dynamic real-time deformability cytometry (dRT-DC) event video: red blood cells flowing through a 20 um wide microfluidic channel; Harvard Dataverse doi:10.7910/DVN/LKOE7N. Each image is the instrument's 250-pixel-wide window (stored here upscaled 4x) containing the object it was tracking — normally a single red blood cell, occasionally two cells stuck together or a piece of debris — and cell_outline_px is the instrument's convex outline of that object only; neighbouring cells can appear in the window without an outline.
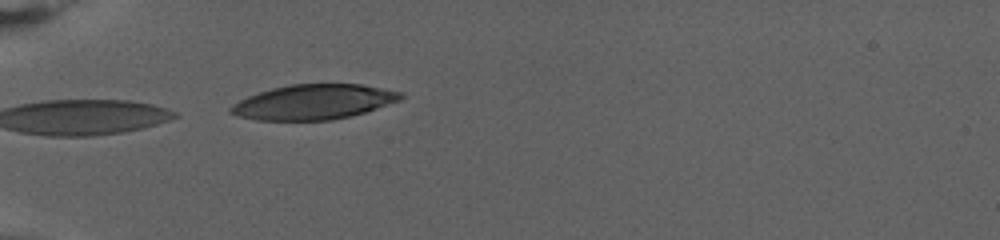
{"species": "human", "species_latin": "Homo sapiens", "temperature_condition": "warm", "stored_images_in_passage": 7, "camera_frame_rate_fps": 3000, "um_per_image_px": 0.085, "donor": {"sex": "female"}, "frame": {"image": 1, "passage_image": 1, "time_ms": 0.0, "image_size_px": [1000, 240], "cell_outline_px": [[404, 96], [400, 100], [364, 112], [332, 120], [256, 120], [236, 116], [228, 112], [228, 108], [232, 104], [248, 96], [272, 88], [288, 84], [360, 84], [404, 92]], "centroid_in_image_um": [26.62, 8.66], "position_along_channel_um": 58.4, "area_um2": 34.56}}